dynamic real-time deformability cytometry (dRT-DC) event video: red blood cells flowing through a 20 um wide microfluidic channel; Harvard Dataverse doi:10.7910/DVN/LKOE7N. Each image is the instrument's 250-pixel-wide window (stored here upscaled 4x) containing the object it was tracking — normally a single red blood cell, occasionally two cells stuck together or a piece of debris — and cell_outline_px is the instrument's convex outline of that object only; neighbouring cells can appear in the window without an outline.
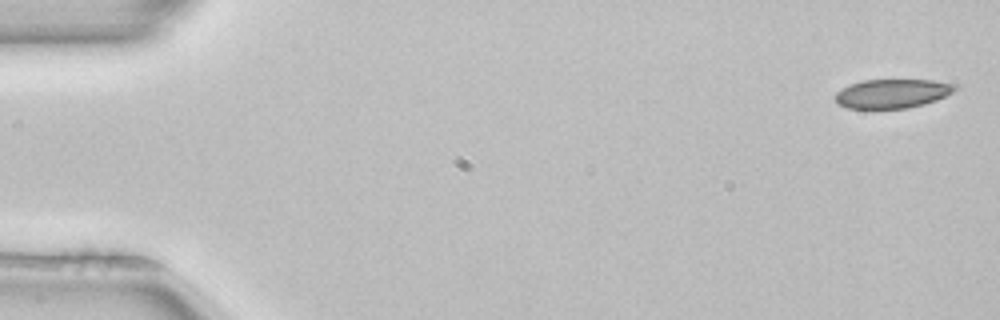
{"species": "common noctule bat (a hibernating species)", "species_latin": "Nyctalus noctula", "temperature_condition": "room temperature", "stored_images_in_passage": 5, "camera_frame_rate_fps": 3000, "um_per_image_px": 0.085, "animal": {"sex": "female", "body_mass_g": 22.7, "forearm_length_mm": 54.2}, "frame": {"image": 1, "passage_image": 1, "time_ms": 0.0, "image_size_px": [1000, 320], "cell_outline_px": [[956, 88], [952, 92], [936, 100], [924, 104], [908, 108], [848, 108], [836, 104], [836, 92], [852, 84], [864, 80], [932, 80], [956, 84]], "centroid_in_image_um": [75.85, 7.95], "position_along_channel_um": 9.2, "area_um2": 20.0}}
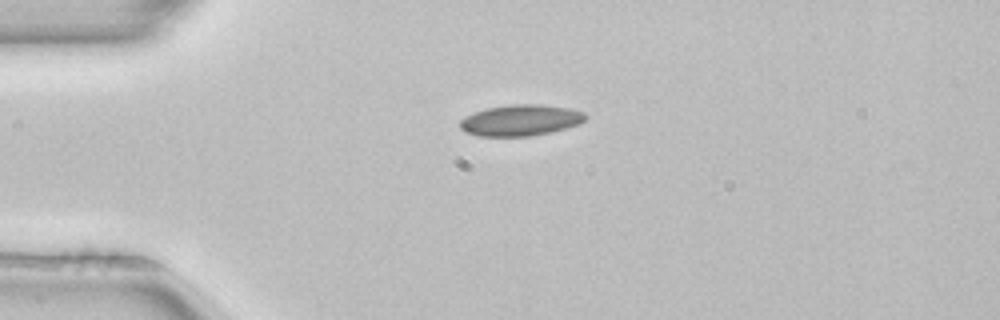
{"frame": {"image": 2, "passage_image": 4, "time_ms": 1.0, "image_size_px": [1000, 320], "cell_outline_px": [[588, 116], [580, 124], [552, 132], [532, 136], [480, 136], [464, 132], [460, 128], [460, 120], [464, 116], [472, 112], [484, 108], [512, 104], [540, 104], [568, 108], [584, 112]], "centroid_in_image_um": [44.23, 10.22], "position_along_channel_um": 40.8, "area_um2": 23.06}}
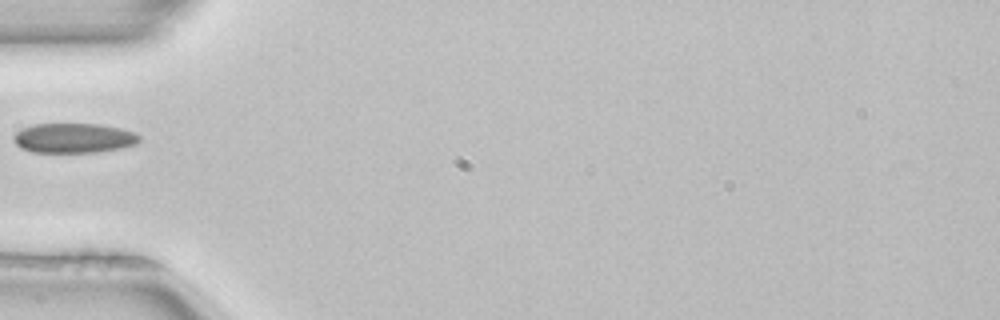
{"frame": {"image": 3, "passage_image": 5, "time_ms": 1.333, "image_size_px": [1000, 320], "cell_outline_px": [[140, 140], [136, 144], [120, 148], [96, 152], [32, 152], [20, 148], [12, 140], [12, 136], [16, 132], [24, 128], [36, 124], [100, 124], [120, 128], [136, 132], [140, 136]], "centroid_in_image_um": [6.27, 11.73], "position_along_channel_um": 78.7, "area_um2": 21.85}}